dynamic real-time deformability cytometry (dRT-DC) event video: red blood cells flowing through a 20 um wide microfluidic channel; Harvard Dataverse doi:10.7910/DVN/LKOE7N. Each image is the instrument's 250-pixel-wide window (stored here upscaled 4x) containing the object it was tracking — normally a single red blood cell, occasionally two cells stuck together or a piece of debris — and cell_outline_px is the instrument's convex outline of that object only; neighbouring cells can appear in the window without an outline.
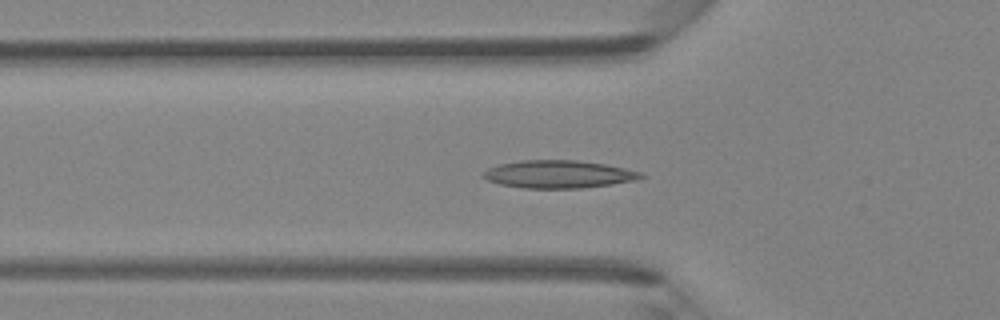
{"species": "Egyptian fruit bat (a non-hibernating species)", "species_latin": "Rousettus aegyptiacus", "temperature_condition": "room temperature", "stored_images_in_passage": 46, "camera_frame_rate_fps": 3000, "um_per_image_px": 0.085, "animal": {"sex": "female"}, "frame": {"image": 1, "passage_image": 15, "time_ms": 4.667, "image_size_px": [1000, 320], "cell_outline_px": [[648, 176], [636, 180], [612, 184], [580, 188], [524, 188], [500, 184], [488, 180], [480, 176], [488, 168], [500, 164], [520, 160], [576, 160], [608, 164], [640, 172]], "centroid_in_image_um": [47.5, 14.8], "position_along_channel_um": 78.3, "area_um2": 25.55}}
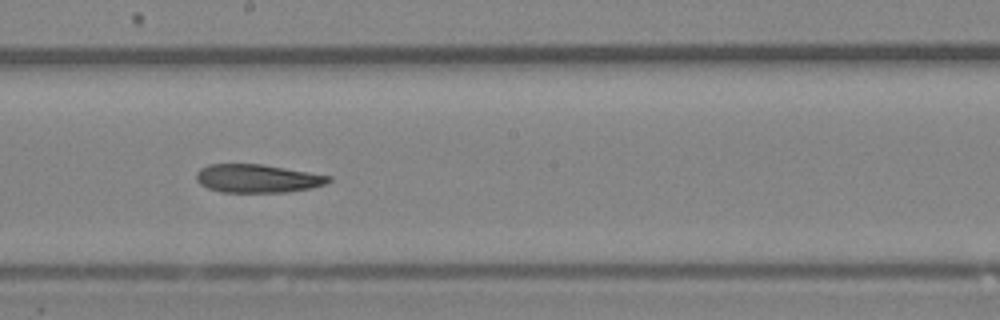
{"frame": {"image": 2, "passage_image": 25, "time_ms": 8.0, "image_size_px": [1000, 320], "cell_outline_px": [[332, 180], [324, 184], [312, 188], [288, 192], [220, 192], [208, 188], [200, 184], [196, 180], [196, 172], [200, 168], [208, 164], [264, 164], [332, 176]], "centroid_in_image_um": [21.88, 15.16], "position_along_channel_um": 226.3, "area_um2": 22.02}}
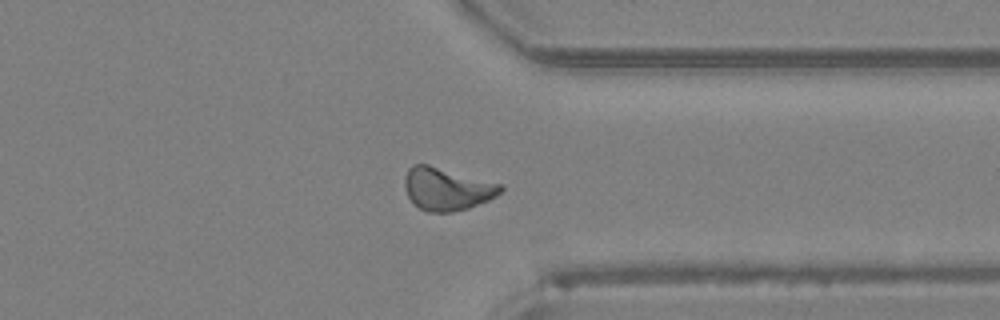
{"frame": {"image": 3, "passage_image": 35, "time_ms": 11.333, "image_size_px": [1000, 320], "cell_outline_px": [[504, 188], [496, 196], [488, 200], [468, 208], [452, 212], [428, 212], [420, 208], [408, 196], [404, 184], [404, 180], [408, 168], [412, 164], [428, 164], [504, 184]], "centroid_in_image_um": [38.0, 16.04], "position_along_channel_um": 373.4, "area_um2": 23.87}}